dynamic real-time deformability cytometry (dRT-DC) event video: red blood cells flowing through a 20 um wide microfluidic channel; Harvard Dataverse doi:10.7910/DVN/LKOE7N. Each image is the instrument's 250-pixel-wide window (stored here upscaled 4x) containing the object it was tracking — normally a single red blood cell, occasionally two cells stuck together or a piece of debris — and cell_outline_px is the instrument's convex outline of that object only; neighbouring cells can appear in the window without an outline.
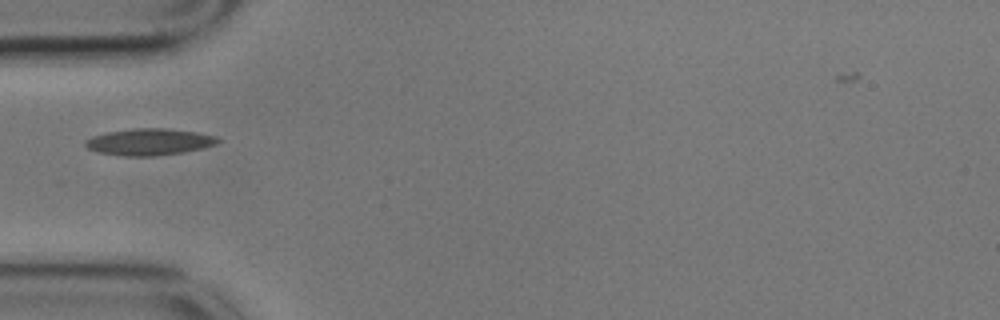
{"species": "common noctule bat (a hibernating species)", "species_latin": "Nyctalus noctula", "temperature_condition": "cold", "stored_images_in_passage": 41, "camera_frame_rate_fps": 3000, "um_per_image_px": 0.085, "animal": {"sex": "male", "body_mass_g": 17.9}, "frame": {"image": 1, "passage_image": 1, "time_ms": 0.0, "image_size_px": [1000, 320], "cell_outline_px": [[220, 140], [216, 144], [204, 148], [184, 152], [152, 156], [124, 156], [100, 152], [88, 148], [84, 144], [84, 140], [92, 136], [108, 132], [132, 128], [164, 128], [196, 132], [216, 136]], "centroid_in_image_um": [12.69, 12.06], "position_along_channel_um": 72.3, "area_um2": 20.52}}
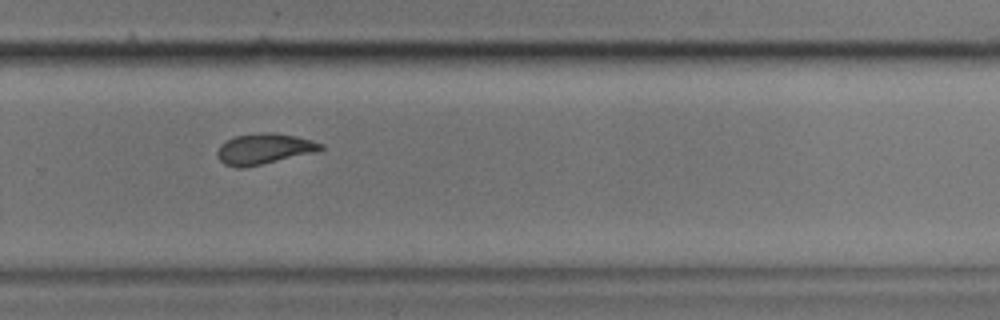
{"frame": {"image": 2, "passage_image": 21, "time_ms": 6.667, "image_size_px": [1000, 320], "cell_outline_px": [[324, 148], [320, 152], [244, 168], [236, 168], [224, 164], [216, 156], [216, 152], [220, 144], [236, 136], [260, 132], [272, 132], [296, 136], [324, 144]], "centroid_in_image_um": [22.47, 12.67], "position_along_channel_um": 307.3, "area_um2": 18.84}}
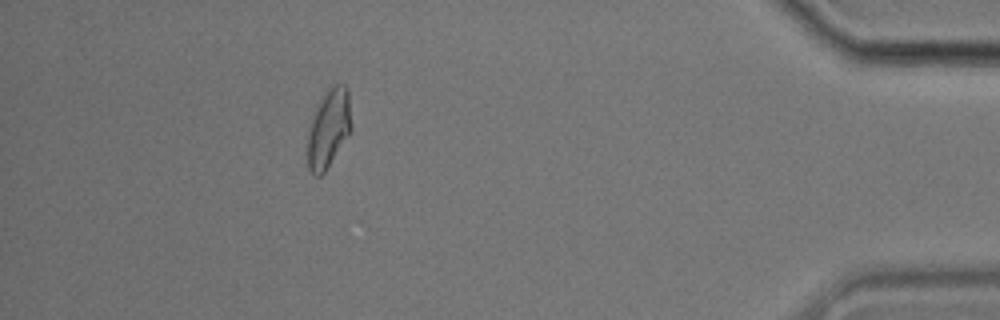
{"frame": {"image": 3, "passage_image": 34, "time_ms": 11.0, "image_size_px": [1000, 320], "cell_outline_px": [[352, 132], [324, 172], [320, 176], [312, 176], [308, 168], [308, 132], [316, 104], [328, 88], [332, 84], [344, 84], [348, 88], [352, 128]], "centroid_in_image_um": [27.95, 10.9], "position_along_channel_um": 407.2, "area_um2": 20.4}}